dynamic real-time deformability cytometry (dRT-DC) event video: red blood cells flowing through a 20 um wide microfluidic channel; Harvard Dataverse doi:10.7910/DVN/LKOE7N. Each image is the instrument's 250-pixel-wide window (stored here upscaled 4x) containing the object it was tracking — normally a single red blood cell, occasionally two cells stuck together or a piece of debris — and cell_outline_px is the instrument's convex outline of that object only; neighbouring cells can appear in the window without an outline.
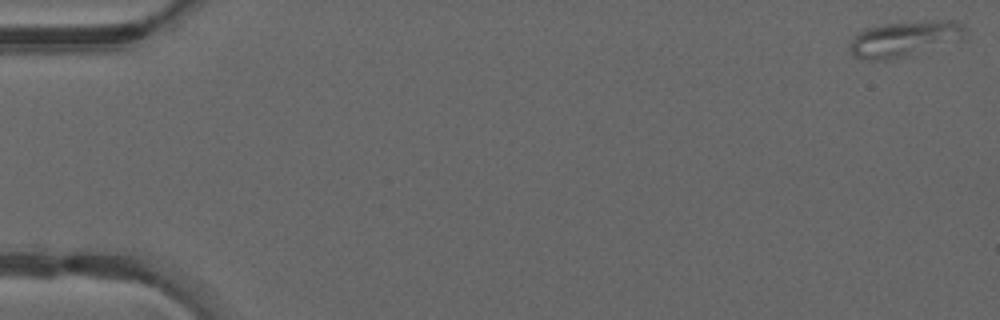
{"species": "common noctule bat (a hibernating species)", "species_latin": "Nyctalus noctula", "temperature_condition": "warm", "stored_images_in_passage": 49, "camera_frame_rate_fps": 3000, "um_per_image_px": 0.085, "animal": {"sex": "male", "forearm_length_mm": 52.5}, "frame": {"image": 1, "passage_image": 1, "time_ms": 0.0, "image_size_px": [1000, 320], "cell_outline_px": [[968, 40], [908, 56], [888, 60], [868, 60], [852, 56], [852, 36], [856, 32], [864, 28], [880, 24], [928, 20], [956, 20], [964, 24], [968, 28]], "centroid_in_image_um": [77.04, 3.28], "position_along_channel_um": 8.0, "area_um2": 25.14}}
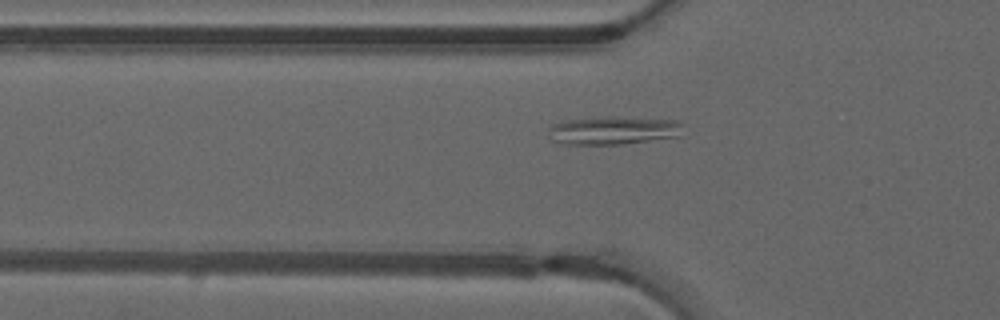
{"frame": {"image": 2, "passage_image": 17, "time_ms": 5.333, "image_size_px": [1000, 320], "cell_outline_px": [[684, 124], [680, 136], [624, 144], [564, 144], [552, 140], [548, 128], [552, 124], [564, 120], [612, 116], [616, 116], [676, 120]], "centroid_in_image_um": [52.16, 11.07], "position_along_channel_um": 73.6, "area_um2": 22.31}}
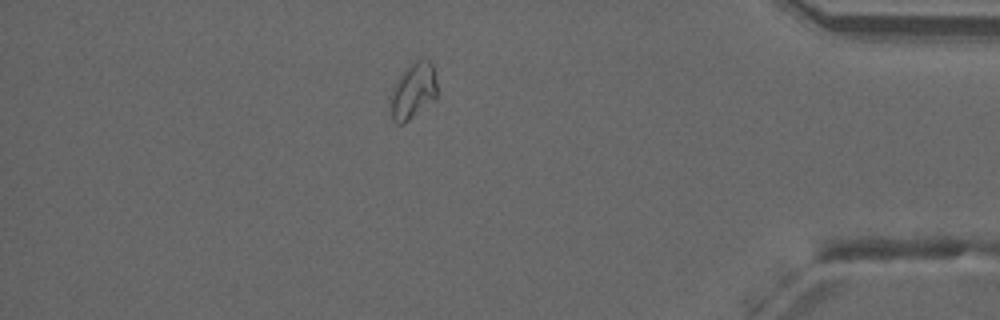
{"frame": {"image": 3, "passage_image": 43, "time_ms": 14.0, "image_size_px": [1000, 320], "cell_outline_px": [[436, 100], [404, 124], [396, 124], [392, 120], [388, 96], [396, 80], [404, 68], [408, 64], [416, 60], [428, 60], [432, 64], [436, 80]], "centroid_in_image_um": [35.07, 7.76], "position_along_channel_um": 400.1, "area_um2": 15.78}}